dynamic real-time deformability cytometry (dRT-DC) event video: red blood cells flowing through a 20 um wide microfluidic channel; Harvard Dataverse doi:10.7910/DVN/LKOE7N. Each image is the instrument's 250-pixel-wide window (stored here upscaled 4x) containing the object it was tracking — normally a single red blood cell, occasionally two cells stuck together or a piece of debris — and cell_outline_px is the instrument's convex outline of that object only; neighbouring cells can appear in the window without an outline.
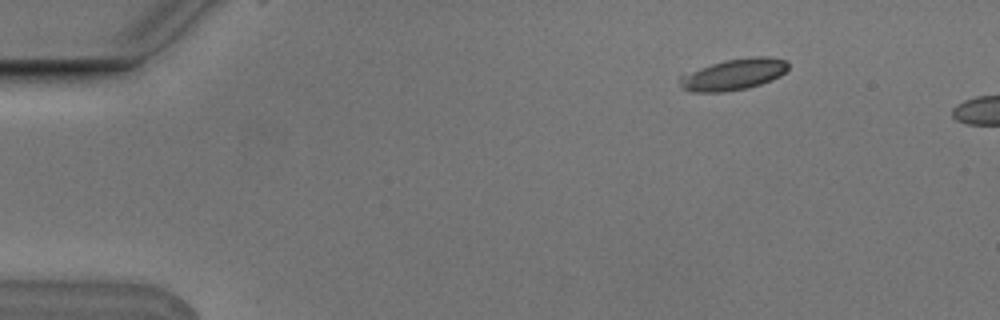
{"species": "Egyptian fruit bat (a non-hibernating species)", "species_latin": "Rousettus aegyptiacus", "temperature_condition": "cold", "stored_images_in_passage": 4, "camera_frame_rate_fps": 3000, "um_per_image_px": 0.085, "animal": {"sex": "male"}, "frame": {"image": 1, "passage_image": 1, "time_ms": 0.0, "image_size_px": [1000, 320], "cell_outline_px": [[788, 68], [780, 76], [772, 80], [748, 88], [724, 92], [692, 92], [684, 88], [676, 80], [680, 76], [700, 68], [712, 64], [728, 60], [752, 56], [768, 56], [784, 60], [788, 64]], "centroid_in_image_um": [62.36, 6.33], "position_along_channel_um": 22.6, "area_um2": 19.59}}